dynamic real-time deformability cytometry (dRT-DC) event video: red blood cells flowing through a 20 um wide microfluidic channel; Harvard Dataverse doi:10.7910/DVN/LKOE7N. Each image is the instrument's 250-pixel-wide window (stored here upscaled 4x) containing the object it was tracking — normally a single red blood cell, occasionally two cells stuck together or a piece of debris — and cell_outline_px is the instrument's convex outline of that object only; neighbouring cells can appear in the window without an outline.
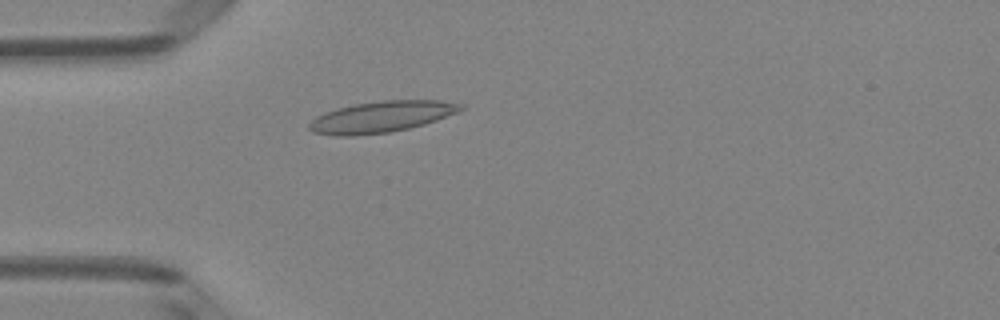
{"species": "Egyptian fruit bat (a non-hibernating species)", "species_latin": "Rousettus aegyptiacus", "temperature_condition": "room temperature", "stored_images_in_passage": 5, "camera_frame_rate_fps": 3000, "um_per_image_px": 0.085, "animal": {"sex": "female"}, "frame": {"image": 1, "passage_image": 5, "time_ms": 1.333, "image_size_px": [1000, 320], "cell_outline_px": [[464, 108], [456, 112], [436, 120], [424, 124], [392, 132], [352, 136], [336, 136], [312, 132], [308, 128], [308, 124], [316, 116], [324, 112], [336, 108], [352, 104], [384, 100], [440, 100], [464, 104]], "centroid_in_image_um": [32.38, 9.93], "position_along_channel_um": 52.6, "area_um2": 27.69}}